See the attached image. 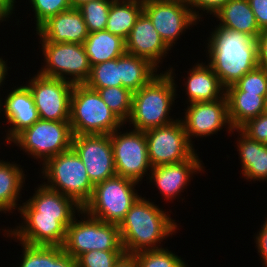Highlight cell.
<instances>
[{"label": "cell", "mask_w": 267, "mask_h": 267, "mask_svg": "<svg viewBox=\"0 0 267 267\" xmlns=\"http://www.w3.org/2000/svg\"><path fill=\"white\" fill-rule=\"evenodd\" d=\"M210 35L208 64L225 88L258 67L257 41L251 35L217 26Z\"/></svg>", "instance_id": "6da1fadb"}, {"label": "cell", "mask_w": 267, "mask_h": 267, "mask_svg": "<svg viewBox=\"0 0 267 267\" xmlns=\"http://www.w3.org/2000/svg\"><path fill=\"white\" fill-rule=\"evenodd\" d=\"M153 203L140 195L120 222L119 232L125 253L160 249L161 242L179 229L175 220Z\"/></svg>", "instance_id": "7a4b0ae2"}, {"label": "cell", "mask_w": 267, "mask_h": 267, "mask_svg": "<svg viewBox=\"0 0 267 267\" xmlns=\"http://www.w3.org/2000/svg\"><path fill=\"white\" fill-rule=\"evenodd\" d=\"M173 72L168 68L133 93L131 114L126 122H130L134 130L146 131L177 120L169 116L177 95Z\"/></svg>", "instance_id": "3957f363"}, {"label": "cell", "mask_w": 267, "mask_h": 267, "mask_svg": "<svg viewBox=\"0 0 267 267\" xmlns=\"http://www.w3.org/2000/svg\"><path fill=\"white\" fill-rule=\"evenodd\" d=\"M74 135H110L125 125L103 102L97 90L74 84L70 99V118Z\"/></svg>", "instance_id": "277c9868"}, {"label": "cell", "mask_w": 267, "mask_h": 267, "mask_svg": "<svg viewBox=\"0 0 267 267\" xmlns=\"http://www.w3.org/2000/svg\"><path fill=\"white\" fill-rule=\"evenodd\" d=\"M41 174L47 179L43 184L72 198L79 206L90 200L94 185L77 153L70 150L53 156L42 164Z\"/></svg>", "instance_id": "5b68a950"}, {"label": "cell", "mask_w": 267, "mask_h": 267, "mask_svg": "<svg viewBox=\"0 0 267 267\" xmlns=\"http://www.w3.org/2000/svg\"><path fill=\"white\" fill-rule=\"evenodd\" d=\"M137 181L115 175L94 185L90 200L83 206L86 214L108 223L120 224L140 197Z\"/></svg>", "instance_id": "8992f818"}, {"label": "cell", "mask_w": 267, "mask_h": 267, "mask_svg": "<svg viewBox=\"0 0 267 267\" xmlns=\"http://www.w3.org/2000/svg\"><path fill=\"white\" fill-rule=\"evenodd\" d=\"M80 214H84V220H78L75 216L67 227L63 244L66 253L77 259L92 250L124 251L118 224L96 219L83 210Z\"/></svg>", "instance_id": "52a82bcc"}, {"label": "cell", "mask_w": 267, "mask_h": 267, "mask_svg": "<svg viewBox=\"0 0 267 267\" xmlns=\"http://www.w3.org/2000/svg\"><path fill=\"white\" fill-rule=\"evenodd\" d=\"M73 135L69 122L39 119L20 132L11 143H15L34 159H41L44 164L53 156L70 150Z\"/></svg>", "instance_id": "ba28073f"}, {"label": "cell", "mask_w": 267, "mask_h": 267, "mask_svg": "<svg viewBox=\"0 0 267 267\" xmlns=\"http://www.w3.org/2000/svg\"><path fill=\"white\" fill-rule=\"evenodd\" d=\"M40 44L45 64L38 70L39 75L73 84H84L89 79L91 65L83 44L48 41H42Z\"/></svg>", "instance_id": "9c48e42d"}, {"label": "cell", "mask_w": 267, "mask_h": 267, "mask_svg": "<svg viewBox=\"0 0 267 267\" xmlns=\"http://www.w3.org/2000/svg\"><path fill=\"white\" fill-rule=\"evenodd\" d=\"M144 133L152 168L182 162L196 153L188 140L181 119L165 126L146 130Z\"/></svg>", "instance_id": "30bf717a"}, {"label": "cell", "mask_w": 267, "mask_h": 267, "mask_svg": "<svg viewBox=\"0 0 267 267\" xmlns=\"http://www.w3.org/2000/svg\"><path fill=\"white\" fill-rule=\"evenodd\" d=\"M120 130L121 128L110 134L116 175L139 183L148 170L152 169L145 133L133 129L122 134Z\"/></svg>", "instance_id": "8fae6325"}, {"label": "cell", "mask_w": 267, "mask_h": 267, "mask_svg": "<svg viewBox=\"0 0 267 267\" xmlns=\"http://www.w3.org/2000/svg\"><path fill=\"white\" fill-rule=\"evenodd\" d=\"M143 12L170 49L179 36L198 21L186 0H143Z\"/></svg>", "instance_id": "7c38bea8"}, {"label": "cell", "mask_w": 267, "mask_h": 267, "mask_svg": "<svg viewBox=\"0 0 267 267\" xmlns=\"http://www.w3.org/2000/svg\"><path fill=\"white\" fill-rule=\"evenodd\" d=\"M27 84L33 95L40 119L69 122L73 83L37 73Z\"/></svg>", "instance_id": "4fadbf2b"}, {"label": "cell", "mask_w": 267, "mask_h": 267, "mask_svg": "<svg viewBox=\"0 0 267 267\" xmlns=\"http://www.w3.org/2000/svg\"><path fill=\"white\" fill-rule=\"evenodd\" d=\"M71 148L85 165L93 185L116 175L110 135H73Z\"/></svg>", "instance_id": "5bb4252c"}, {"label": "cell", "mask_w": 267, "mask_h": 267, "mask_svg": "<svg viewBox=\"0 0 267 267\" xmlns=\"http://www.w3.org/2000/svg\"><path fill=\"white\" fill-rule=\"evenodd\" d=\"M189 105L185 110V119L181 121L192 145L191 137L210 136L226 127L229 133L234 132L228 117L226 96L212 102H195Z\"/></svg>", "instance_id": "9a60e30c"}, {"label": "cell", "mask_w": 267, "mask_h": 267, "mask_svg": "<svg viewBox=\"0 0 267 267\" xmlns=\"http://www.w3.org/2000/svg\"><path fill=\"white\" fill-rule=\"evenodd\" d=\"M38 186L33 196L19 206L18 212L22 217L55 218L67 228L74 219L76 210L80 213L82 207L72 198L44 184Z\"/></svg>", "instance_id": "2e32d148"}, {"label": "cell", "mask_w": 267, "mask_h": 267, "mask_svg": "<svg viewBox=\"0 0 267 267\" xmlns=\"http://www.w3.org/2000/svg\"><path fill=\"white\" fill-rule=\"evenodd\" d=\"M22 218L25 222L13 230L4 229V236H14L15 240L32 246L63 247L67 228L59 220L47 217Z\"/></svg>", "instance_id": "e0dca14e"}, {"label": "cell", "mask_w": 267, "mask_h": 267, "mask_svg": "<svg viewBox=\"0 0 267 267\" xmlns=\"http://www.w3.org/2000/svg\"><path fill=\"white\" fill-rule=\"evenodd\" d=\"M5 98L4 103L0 100V109H2L0 111L4 112L6 122L10 124L11 128L7 130L5 141L11 144L10 142L20 132L31 127L40 117L27 84L14 88Z\"/></svg>", "instance_id": "ac0fdd59"}, {"label": "cell", "mask_w": 267, "mask_h": 267, "mask_svg": "<svg viewBox=\"0 0 267 267\" xmlns=\"http://www.w3.org/2000/svg\"><path fill=\"white\" fill-rule=\"evenodd\" d=\"M198 157L195 153L190 159L179 163L156 166L150 170V182L155 184L166 201H172L174 197H178L185 186H188L187 183H189L191 176L203 171L202 160Z\"/></svg>", "instance_id": "d6986e66"}, {"label": "cell", "mask_w": 267, "mask_h": 267, "mask_svg": "<svg viewBox=\"0 0 267 267\" xmlns=\"http://www.w3.org/2000/svg\"><path fill=\"white\" fill-rule=\"evenodd\" d=\"M125 43L126 53L145 58L156 67H159L163 57L171 50L144 12L135 22Z\"/></svg>", "instance_id": "ffe728a7"}, {"label": "cell", "mask_w": 267, "mask_h": 267, "mask_svg": "<svg viewBox=\"0 0 267 267\" xmlns=\"http://www.w3.org/2000/svg\"><path fill=\"white\" fill-rule=\"evenodd\" d=\"M41 41L83 44L88 31L81 12L71 8L48 18L37 29Z\"/></svg>", "instance_id": "44dd1931"}, {"label": "cell", "mask_w": 267, "mask_h": 267, "mask_svg": "<svg viewBox=\"0 0 267 267\" xmlns=\"http://www.w3.org/2000/svg\"><path fill=\"white\" fill-rule=\"evenodd\" d=\"M188 72L185 91L187 104L195 102H212L225 97L226 88L209 64L197 63Z\"/></svg>", "instance_id": "7402d4cb"}, {"label": "cell", "mask_w": 267, "mask_h": 267, "mask_svg": "<svg viewBox=\"0 0 267 267\" xmlns=\"http://www.w3.org/2000/svg\"><path fill=\"white\" fill-rule=\"evenodd\" d=\"M239 132L240 138H237V151L241 160L242 171L246 180L266 181L267 180V144L257 142L240 129H234Z\"/></svg>", "instance_id": "603a6c76"}, {"label": "cell", "mask_w": 267, "mask_h": 267, "mask_svg": "<svg viewBox=\"0 0 267 267\" xmlns=\"http://www.w3.org/2000/svg\"><path fill=\"white\" fill-rule=\"evenodd\" d=\"M213 16L220 21L217 27L246 33L255 39L261 32L248 0H230Z\"/></svg>", "instance_id": "cb8c5ba5"}, {"label": "cell", "mask_w": 267, "mask_h": 267, "mask_svg": "<svg viewBox=\"0 0 267 267\" xmlns=\"http://www.w3.org/2000/svg\"><path fill=\"white\" fill-rule=\"evenodd\" d=\"M228 117L233 129H239L248 120L266 112V96L244 91H226Z\"/></svg>", "instance_id": "d4e9b609"}, {"label": "cell", "mask_w": 267, "mask_h": 267, "mask_svg": "<svg viewBox=\"0 0 267 267\" xmlns=\"http://www.w3.org/2000/svg\"><path fill=\"white\" fill-rule=\"evenodd\" d=\"M83 46L91 66L118 58L126 53L125 40L106 30L88 33Z\"/></svg>", "instance_id": "484cf974"}, {"label": "cell", "mask_w": 267, "mask_h": 267, "mask_svg": "<svg viewBox=\"0 0 267 267\" xmlns=\"http://www.w3.org/2000/svg\"><path fill=\"white\" fill-rule=\"evenodd\" d=\"M142 12L143 0H114L105 30L126 40Z\"/></svg>", "instance_id": "4316f807"}, {"label": "cell", "mask_w": 267, "mask_h": 267, "mask_svg": "<svg viewBox=\"0 0 267 267\" xmlns=\"http://www.w3.org/2000/svg\"><path fill=\"white\" fill-rule=\"evenodd\" d=\"M157 67L149 60L125 53L120 56L122 86L132 93L148 84L157 74ZM155 72V73H154Z\"/></svg>", "instance_id": "83f0119b"}, {"label": "cell", "mask_w": 267, "mask_h": 267, "mask_svg": "<svg viewBox=\"0 0 267 267\" xmlns=\"http://www.w3.org/2000/svg\"><path fill=\"white\" fill-rule=\"evenodd\" d=\"M19 166L14 162L0 160V212L7 213L20 208L17 201L26 176Z\"/></svg>", "instance_id": "f1b7e54d"}, {"label": "cell", "mask_w": 267, "mask_h": 267, "mask_svg": "<svg viewBox=\"0 0 267 267\" xmlns=\"http://www.w3.org/2000/svg\"><path fill=\"white\" fill-rule=\"evenodd\" d=\"M85 84L91 89L123 87L120 78V57L91 66Z\"/></svg>", "instance_id": "f546056e"}, {"label": "cell", "mask_w": 267, "mask_h": 267, "mask_svg": "<svg viewBox=\"0 0 267 267\" xmlns=\"http://www.w3.org/2000/svg\"><path fill=\"white\" fill-rule=\"evenodd\" d=\"M94 90H97L103 102L125 124L131 114L133 93L124 87Z\"/></svg>", "instance_id": "4dcf8cb0"}, {"label": "cell", "mask_w": 267, "mask_h": 267, "mask_svg": "<svg viewBox=\"0 0 267 267\" xmlns=\"http://www.w3.org/2000/svg\"><path fill=\"white\" fill-rule=\"evenodd\" d=\"M114 0H94L77 8L84 19L88 33L105 30L111 3Z\"/></svg>", "instance_id": "1f68e13d"}, {"label": "cell", "mask_w": 267, "mask_h": 267, "mask_svg": "<svg viewBox=\"0 0 267 267\" xmlns=\"http://www.w3.org/2000/svg\"><path fill=\"white\" fill-rule=\"evenodd\" d=\"M139 267H187V264L167 248L135 253Z\"/></svg>", "instance_id": "d6a6232c"}, {"label": "cell", "mask_w": 267, "mask_h": 267, "mask_svg": "<svg viewBox=\"0 0 267 267\" xmlns=\"http://www.w3.org/2000/svg\"><path fill=\"white\" fill-rule=\"evenodd\" d=\"M226 91H244L259 96H267V71L256 67L247 72L235 84L228 86Z\"/></svg>", "instance_id": "836d02e7"}, {"label": "cell", "mask_w": 267, "mask_h": 267, "mask_svg": "<svg viewBox=\"0 0 267 267\" xmlns=\"http://www.w3.org/2000/svg\"><path fill=\"white\" fill-rule=\"evenodd\" d=\"M36 18V29L48 18L71 9L69 0H29Z\"/></svg>", "instance_id": "e575fe53"}, {"label": "cell", "mask_w": 267, "mask_h": 267, "mask_svg": "<svg viewBox=\"0 0 267 267\" xmlns=\"http://www.w3.org/2000/svg\"><path fill=\"white\" fill-rule=\"evenodd\" d=\"M124 251L92 250L81 254L77 259V267H114Z\"/></svg>", "instance_id": "d590c367"}, {"label": "cell", "mask_w": 267, "mask_h": 267, "mask_svg": "<svg viewBox=\"0 0 267 267\" xmlns=\"http://www.w3.org/2000/svg\"><path fill=\"white\" fill-rule=\"evenodd\" d=\"M20 244L23 247V256L19 267H49V246Z\"/></svg>", "instance_id": "8d00e7d4"}, {"label": "cell", "mask_w": 267, "mask_h": 267, "mask_svg": "<svg viewBox=\"0 0 267 267\" xmlns=\"http://www.w3.org/2000/svg\"><path fill=\"white\" fill-rule=\"evenodd\" d=\"M239 129L249 138L267 144V112L248 120Z\"/></svg>", "instance_id": "74e56055"}, {"label": "cell", "mask_w": 267, "mask_h": 267, "mask_svg": "<svg viewBox=\"0 0 267 267\" xmlns=\"http://www.w3.org/2000/svg\"><path fill=\"white\" fill-rule=\"evenodd\" d=\"M190 9L197 20L200 21L201 15L199 10L207 11L206 13H217L230 0H186ZM195 8V9H194ZM200 14V15H199Z\"/></svg>", "instance_id": "f35d334b"}, {"label": "cell", "mask_w": 267, "mask_h": 267, "mask_svg": "<svg viewBox=\"0 0 267 267\" xmlns=\"http://www.w3.org/2000/svg\"><path fill=\"white\" fill-rule=\"evenodd\" d=\"M49 267H77V263L63 247L49 246Z\"/></svg>", "instance_id": "ab89813d"}, {"label": "cell", "mask_w": 267, "mask_h": 267, "mask_svg": "<svg viewBox=\"0 0 267 267\" xmlns=\"http://www.w3.org/2000/svg\"><path fill=\"white\" fill-rule=\"evenodd\" d=\"M260 30L267 29V0H248Z\"/></svg>", "instance_id": "60d3db41"}, {"label": "cell", "mask_w": 267, "mask_h": 267, "mask_svg": "<svg viewBox=\"0 0 267 267\" xmlns=\"http://www.w3.org/2000/svg\"><path fill=\"white\" fill-rule=\"evenodd\" d=\"M257 41L258 67L267 71V29L262 30Z\"/></svg>", "instance_id": "b9f144b4"}, {"label": "cell", "mask_w": 267, "mask_h": 267, "mask_svg": "<svg viewBox=\"0 0 267 267\" xmlns=\"http://www.w3.org/2000/svg\"><path fill=\"white\" fill-rule=\"evenodd\" d=\"M259 233V234H258ZM256 235V247L258 253H260V259L262 258L263 266L267 267V218L264 221L261 230Z\"/></svg>", "instance_id": "7bdbcfd3"}, {"label": "cell", "mask_w": 267, "mask_h": 267, "mask_svg": "<svg viewBox=\"0 0 267 267\" xmlns=\"http://www.w3.org/2000/svg\"><path fill=\"white\" fill-rule=\"evenodd\" d=\"M114 267H139L135 254L123 253Z\"/></svg>", "instance_id": "ee69618b"}, {"label": "cell", "mask_w": 267, "mask_h": 267, "mask_svg": "<svg viewBox=\"0 0 267 267\" xmlns=\"http://www.w3.org/2000/svg\"><path fill=\"white\" fill-rule=\"evenodd\" d=\"M16 1H0V22L6 21V18H10L12 11H14Z\"/></svg>", "instance_id": "f6af8a7d"}, {"label": "cell", "mask_w": 267, "mask_h": 267, "mask_svg": "<svg viewBox=\"0 0 267 267\" xmlns=\"http://www.w3.org/2000/svg\"><path fill=\"white\" fill-rule=\"evenodd\" d=\"M6 61L3 60V58H0V86L4 85V81L6 79V75H7V68L8 66L5 63Z\"/></svg>", "instance_id": "bcb514c9"}, {"label": "cell", "mask_w": 267, "mask_h": 267, "mask_svg": "<svg viewBox=\"0 0 267 267\" xmlns=\"http://www.w3.org/2000/svg\"><path fill=\"white\" fill-rule=\"evenodd\" d=\"M94 0H69L71 8H79L82 4Z\"/></svg>", "instance_id": "7dc6e473"}, {"label": "cell", "mask_w": 267, "mask_h": 267, "mask_svg": "<svg viewBox=\"0 0 267 267\" xmlns=\"http://www.w3.org/2000/svg\"><path fill=\"white\" fill-rule=\"evenodd\" d=\"M0 1H16V0H0Z\"/></svg>", "instance_id": "c3c4849f"}, {"label": "cell", "mask_w": 267, "mask_h": 267, "mask_svg": "<svg viewBox=\"0 0 267 267\" xmlns=\"http://www.w3.org/2000/svg\"><path fill=\"white\" fill-rule=\"evenodd\" d=\"M266 112H267V96H266Z\"/></svg>", "instance_id": "681fc988"}]
</instances>
